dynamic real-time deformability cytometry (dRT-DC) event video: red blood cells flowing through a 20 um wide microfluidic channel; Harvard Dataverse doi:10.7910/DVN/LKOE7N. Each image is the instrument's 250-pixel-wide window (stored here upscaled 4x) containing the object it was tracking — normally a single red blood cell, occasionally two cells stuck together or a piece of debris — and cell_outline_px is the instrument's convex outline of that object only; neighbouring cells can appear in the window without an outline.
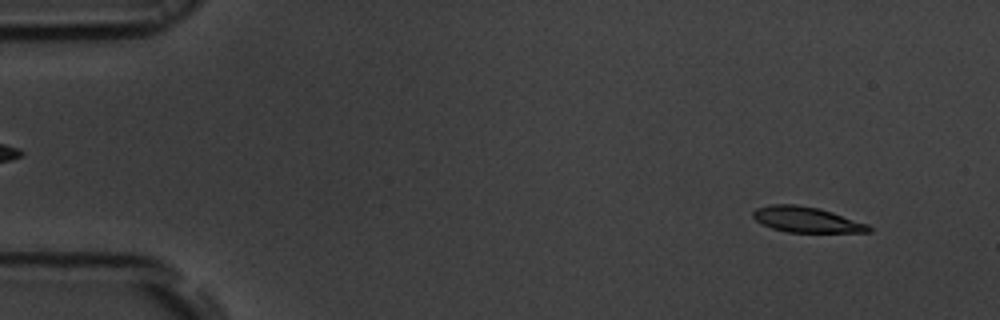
{"species": "common noctule bat (a hibernating species)", "species_latin": "Nyctalus noctula", "temperature_condition": "room temperature", "stored_images_in_passage": 53, "camera_frame_rate_fps": 3000, "um_per_image_px": 0.085, "animal": {"sex": "male", "body_mass_g": 19.5, "forearm_length_mm": 54.6}, "frame": {"image": 1, "passage_image": 4, "time_ms": 1.0, "image_size_px": [1000, 320], "cell_outline_px": [[872, 232], [788, 232], [772, 228], [756, 220], [752, 216], [752, 212], [756, 208], [772, 204], [796, 204], [820, 208], [868, 224], [872, 228]], "centroid_in_image_um": [68.56, 18.66], "position_along_channel_um": 16.4, "area_um2": 17.17}}
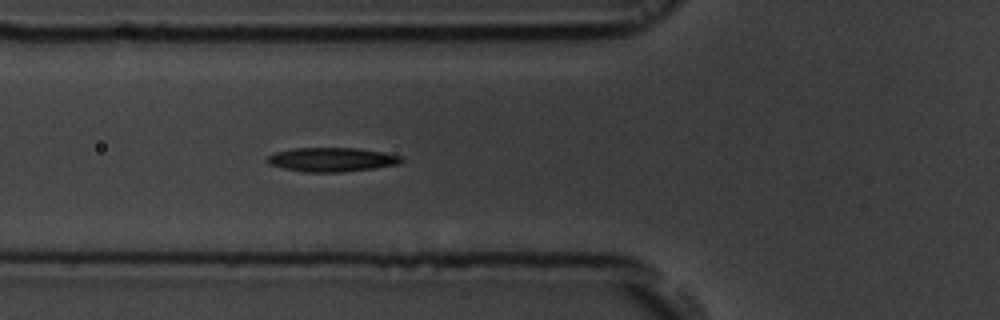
{"frame": {"image": 2, "passage_image": 19, "time_ms": 6.0, "image_size_px": [1000, 320], "cell_outline_px": [[404, 160], [400, 164], [372, 168], [340, 172], [304, 172], [284, 168], [268, 164], [264, 160], [268, 156], [276, 152], [292, 148], [356, 148], [384, 152], [404, 156]], "centroid_in_image_um": [28.21, 13.56], "position_along_channel_um": 97.6, "area_um2": 18.9}}
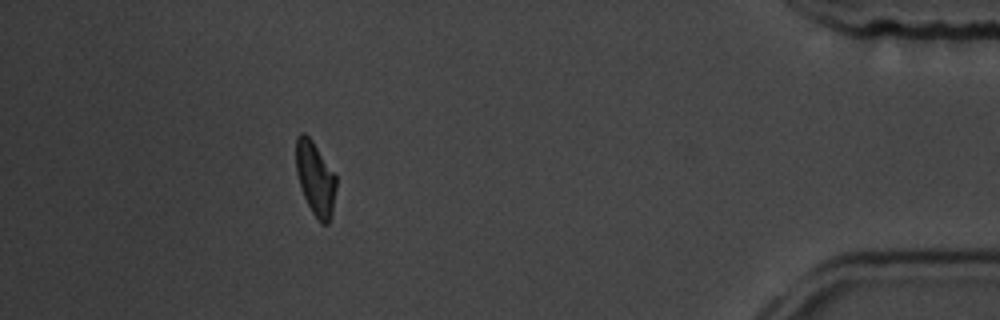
{"frame": {"image": 3, "passage_image": 48, "time_ms": 15.667, "image_size_px": [1000, 320], "cell_outline_px": [[336, 188], [332, 212], [328, 224], [320, 224], [312, 212], [304, 196], [296, 172], [296, 136], [300, 132], [304, 132], [312, 140], [336, 176]], "centroid_in_image_um": [26.8, 15.17], "position_along_channel_um": 408.4, "area_um2": 17.11}, "authors_computed_cell_mechanics": {"area_um2": 18.207, "velocity_mm_per_s": 3.7705, "shape_relaxation_time_tau1_ms": 4.9504, "shape_relaxation_time_tau2_ms": null, "deformation_change_tau1": 0.1652, "deformation_change_tau2": null}}